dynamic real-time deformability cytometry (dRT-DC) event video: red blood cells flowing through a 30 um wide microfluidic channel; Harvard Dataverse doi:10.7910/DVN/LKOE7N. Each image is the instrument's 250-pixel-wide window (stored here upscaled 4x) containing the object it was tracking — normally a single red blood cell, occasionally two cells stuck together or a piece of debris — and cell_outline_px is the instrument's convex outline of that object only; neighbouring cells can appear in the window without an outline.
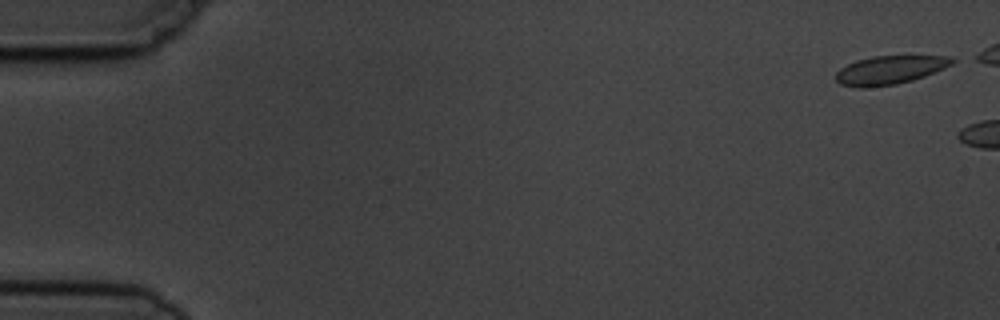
{"species": "common noctule bat (a hibernating species)", "species_latin": "Nyctalus noctula", "temperature_condition": "cold", "stored_images_in_passage": 2, "camera_frame_rate_fps": 3000, "um_per_image_px": 0.085, "animal": {"sex": "male", "body_mass_g": 19.5, "forearm_length_mm": 54.6}, "frame": {"image": 1, "passage_image": 1, "time_ms": 0.0, "image_size_px": [1000, 320], "cell_outline_px": [[960, 60], [944, 68], [924, 76], [912, 80], [896, 84], [864, 88], [856, 88], [840, 84], [836, 80], [836, 72], [840, 68], [856, 60], [872, 56], [952, 56]], "centroid_in_image_um": [75.65, 5.94], "position_along_channel_um": 9.4, "area_um2": 19.48}}